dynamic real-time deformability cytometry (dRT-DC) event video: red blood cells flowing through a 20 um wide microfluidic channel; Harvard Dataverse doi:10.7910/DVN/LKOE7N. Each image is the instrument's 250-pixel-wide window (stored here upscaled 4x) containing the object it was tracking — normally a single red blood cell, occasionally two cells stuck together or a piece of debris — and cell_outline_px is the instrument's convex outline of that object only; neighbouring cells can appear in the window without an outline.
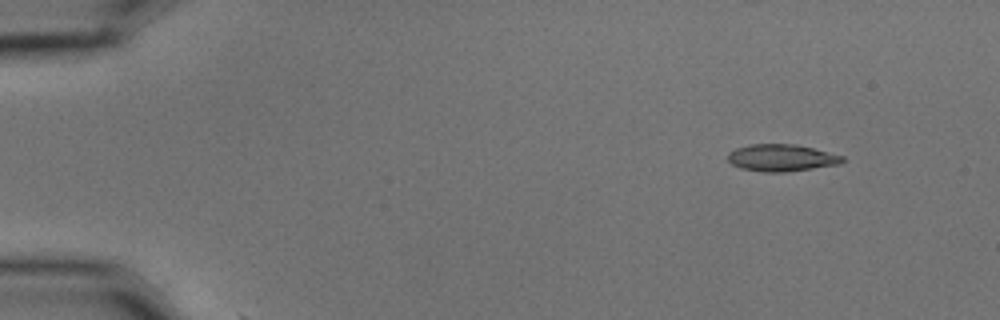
{"species": "common noctule bat (a hibernating species)", "species_latin": "Nyctalus noctula", "temperature_condition": "cold", "stored_images_in_passage": 4, "camera_frame_rate_fps": 3000, "um_per_image_px": 0.085, "animal": {"sex": "male", "body_mass_g": 15.6}, "frame": {"image": 1, "passage_image": 1, "time_ms": 0.0, "image_size_px": [1000, 320], "cell_outline_px": [[844, 160], [840, 164], [784, 172], [764, 172], [740, 168], [732, 164], [728, 160], [728, 152], [736, 148], [752, 144], [796, 144], [844, 156]], "centroid_in_image_um": [66.41, 13.41], "position_along_channel_um": 18.6, "area_um2": 17.92}}
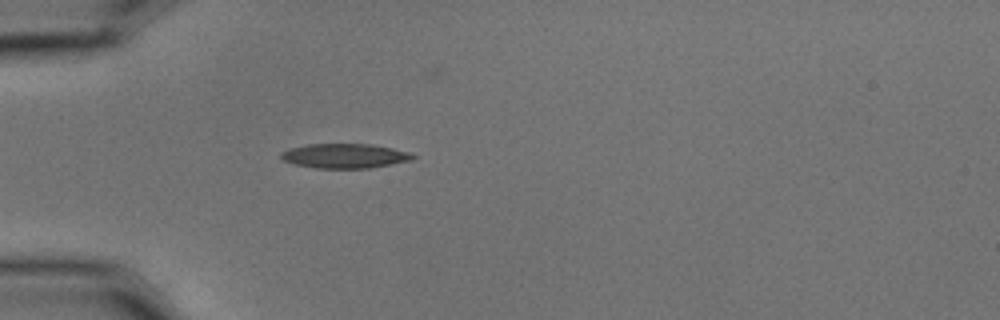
{"frame": {"image": 2, "passage_image": 4, "time_ms": 1.0, "image_size_px": [1000, 320], "cell_outline_px": [[416, 156], [412, 160], [372, 168], [316, 168], [296, 164], [284, 160], [280, 156], [280, 152], [288, 148], [308, 144], [372, 144], [392, 148], [408, 152]], "centroid_in_image_um": [29.3, 13.25], "position_along_channel_um": 55.7, "area_um2": 18.84}}